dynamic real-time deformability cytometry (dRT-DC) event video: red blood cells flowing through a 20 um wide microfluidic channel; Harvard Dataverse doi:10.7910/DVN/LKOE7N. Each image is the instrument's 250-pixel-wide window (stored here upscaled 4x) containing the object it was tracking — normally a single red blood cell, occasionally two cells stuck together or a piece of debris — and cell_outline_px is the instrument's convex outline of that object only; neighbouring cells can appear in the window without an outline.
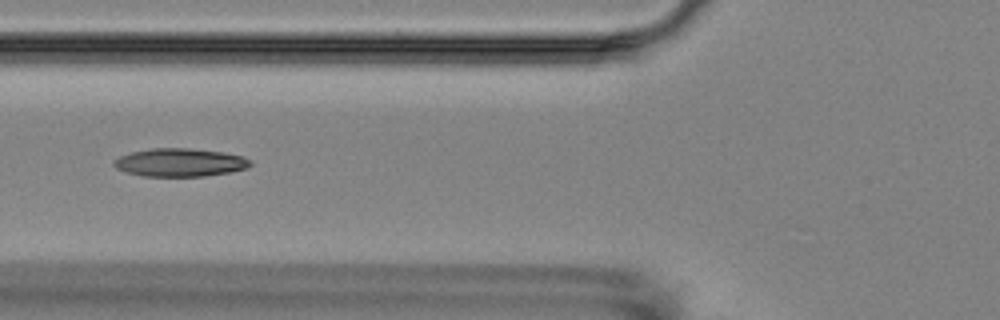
{"species": "Egyptian fruit bat (a non-hibernating species)", "species_latin": "Rousettus aegyptiacus", "temperature_condition": "room temperature", "stored_images_in_passage": 9, "camera_frame_rate_fps": 3000, "um_per_image_px": 0.085, "animal": {"sex": "female"}, "frame": {"image": 1, "passage_image": 6, "time_ms": 5.667, "image_size_px": [1000, 320], "cell_outline_px": [[252, 164], [248, 168], [228, 172], [204, 176], [144, 176], [124, 172], [116, 168], [112, 164], [112, 160], [120, 156], [132, 152], [152, 148], [188, 148], [224, 152], [244, 156], [252, 160]], "centroid_in_image_um": [15.3, 13.8], "position_along_channel_um": 110.5, "area_um2": 22.54}}
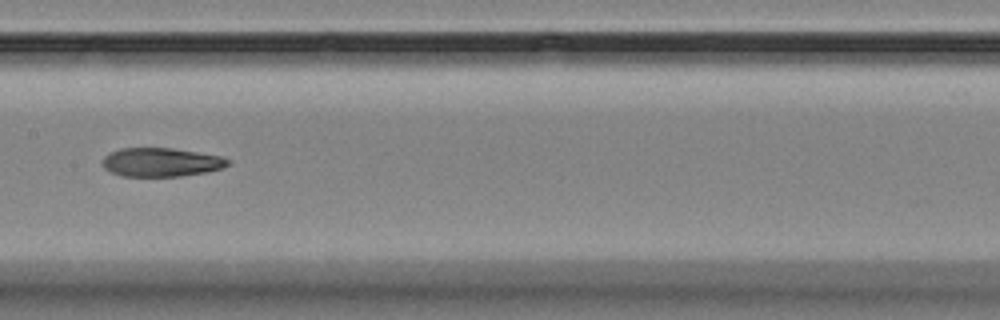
{"frame": {"image": 2, "passage_image": 8, "time_ms": 8.0, "image_size_px": [1000, 320], "cell_outline_px": [[232, 164], [224, 168], [208, 172], [180, 176], [120, 176], [104, 168], [100, 160], [104, 156], [120, 148], [172, 148], [220, 156], [232, 160]], "centroid_in_image_um": [13.72, 13.79], "position_along_channel_um": 193.7, "area_um2": 21.21}}
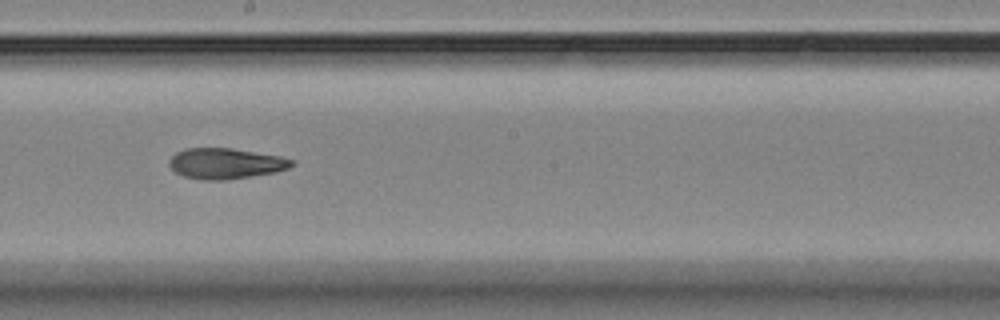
{"frame": {"image": 3, "passage_image": 9, "time_ms": 9.0, "image_size_px": [1000, 320], "cell_outline_px": [[296, 164], [288, 168], [276, 172], [224, 180], [204, 180], [184, 176], [176, 172], [168, 164], [168, 160], [176, 152], [188, 148], [232, 148], [280, 156], [292, 160]], "centroid_in_image_um": [19.17, 13.89], "position_along_channel_um": 229.0, "area_um2": 21.79}}